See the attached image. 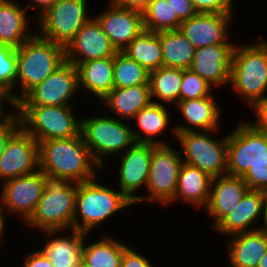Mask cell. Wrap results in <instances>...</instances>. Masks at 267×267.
Masks as SVG:
<instances>
[{"label":"cell","instance_id":"cell-33","mask_svg":"<svg viewBox=\"0 0 267 267\" xmlns=\"http://www.w3.org/2000/svg\"><path fill=\"white\" fill-rule=\"evenodd\" d=\"M123 52L148 72L163 67L162 47L156 32L144 29Z\"/></svg>","mask_w":267,"mask_h":267},{"label":"cell","instance_id":"cell-1","mask_svg":"<svg viewBox=\"0 0 267 267\" xmlns=\"http://www.w3.org/2000/svg\"><path fill=\"white\" fill-rule=\"evenodd\" d=\"M17 51L15 89L4 99L15 106L31 89L42 83L65 60V47L35 32Z\"/></svg>","mask_w":267,"mask_h":267},{"label":"cell","instance_id":"cell-36","mask_svg":"<svg viewBox=\"0 0 267 267\" xmlns=\"http://www.w3.org/2000/svg\"><path fill=\"white\" fill-rule=\"evenodd\" d=\"M16 67V48L0 43V96L3 99L15 89Z\"/></svg>","mask_w":267,"mask_h":267},{"label":"cell","instance_id":"cell-8","mask_svg":"<svg viewBox=\"0 0 267 267\" xmlns=\"http://www.w3.org/2000/svg\"><path fill=\"white\" fill-rule=\"evenodd\" d=\"M219 131L221 132L209 130L176 133L182 162L199 168L212 178L226 174L227 134L217 138L215 134Z\"/></svg>","mask_w":267,"mask_h":267},{"label":"cell","instance_id":"cell-30","mask_svg":"<svg viewBox=\"0 0 267 267\" xmlns=\"http://www.w3.org/2000/svg\"><path fill=\"white\" fill-rule=\"evenodd\" d=\"M104 231H99L98 241L94 238L88 242L91 234L85 235L82 261L91 267H120L123 252L129 245Z\"/></svg>","mask_w":267,"mask_h":267},{"label":"cell","instance_id":"cell-13","mask_svg":"<svg viewBox=\"0 0 267 267\" xmlns=\"http://www.w3.org/2000/svg\"><path fill=\"white\" fill-rule=\"evenodd\" d=\"M0 184V205L7 219L17 215L24 226L33 215L44 192L43 172L38 169Z\"/></svg>","mask_w":267,"mask_h":267},{"label":"cell","instance_id":"cell-46","mask_svg":"<svg viewBox=\"0 0 267 267\" xmlns=\"http://www.w3.org/2000/svg\"><path fill=\"white\" fill-rule=\"evenodd\" d=\"M117 7L143 12L151 0H109Z\"/></svg>","mask_w":267,"mask_h":267},{"label":"cell","instance_id":"cell-5","mask_svg":"<svg viewBox=\"0 0 267 267\" xmlns=\"http://www.w3.org/2000/svg\"><path fill=\"white\" fill-rule=\"evenodd\" d=\"M44 192L30 219L33 231L73 229L77 183L43 172Z\"/></svg>","mask_w":267,"mask_h":267},{"label":"cell","instance_id":"cell-38","mask_svg":"<svg viewBox=\"0 0 267 267\" xmlns=\"http://www.w3.org/2000/svg\"><path fill=\"white\" fill-rule=\"evenodd\" d=\"M20 127H21V122H20L19 110L15 106L5 107L0 112V157L5 151V147L7 145L9 138Z\"/></svg>","mask_w":267,"mask_h":267},{"label":"cell","instance_id":"cell-14","mask_svg":"<svg viewBox=\"0 0 267 267\" xmlns=\"http://www.w3.org/2000/svg\"><path fill=\"white\" fill-rule=\"evenodd\" d=\"M120 155V156H119ZM114 157L118 160L117 188L133 203L141 197V189L147 187L152 143L135 142L125 152ZM119 158V159H118ZM139 192V193H138Z\"/></svg>","mask_w":267,"mask_h":267},{"label":"cell","instance_id":"cell-11","mask_svg":"<svg viewBox=\"0 0 267 267\" xmlns=\"http://www.w3.org/2000/svg\"><path fill=\"white\" fill-rule=\"evenodd\" d=\"M227 134V174L243 177L267 156V134L255 129L245 119Z\"/></svg>","mask_w":267,"mask_h":267},{"label":"cell","instance_id":"cell-47","mask_svg":"<svg viewBox=\"0 0 267 267\" xmlns=\"http://www.w3.org/2000/svg\"><path fill=\"white\" fill-rule=\"evenodd\" d=\"M7 217H6V214H5V212L3 211V209L1 208V205H0V249H2L1 247L3 246V244L5 243L4 241H5V237H6V235H5V231H7L6 229L8 228V227H6V226H8V224H9V222H7Z\"/></svg>","mask_w":267,"mask_h":267},{"label":"cell","instance_id":"cell-48","mask_svg":"<svg viewBox=\"0 0 267 267\" xmlns=\"http://www.w3.org/2000/svg\"><path fill=\"white\" fill-rule=\"evenodd\" d=\"M261 223L262 224H260L259 230L267 235V197L264 202L263 217Z\"/></svg>","mask_w":267,"mask_h":267},{"label":"cell","instance_id":"cell-23","mask_svg":"<svg viewBox=\"0 0 267 267\" xmlns=\"http://www.w3.org/2000/svg\"><path fill=\"white\" fill-rule=\"evenodd\" d=\"M44 235L39 249L48 257L53 267H79L83 257L85 233L76 229L41 231Z\"/></svg>","mask_w":267,"mask_h":267},{"label":"cell","instance_id":"cell-18","mask_svg":"<svg viewBox=\"0 0 267 267\" xmlns=\"http://www.w3.org/2000/svg\"><path fill=\"white\" fill-rule=\"evenodd\" d=\"M107 7L93 16L101 24L117 51H123L143 30V15L136 10L117 7L106 1Z\"/></svg>","mask_w":267,"mask_h":267},{"label":"cell","instance_id":"cell-32","mask_svg":"<svg viewBox=\"0 0 267 267\" xmlns=\"http://www.w3.org/2000/svg\"><path fill=\"white\" fill-rule=\"evenodd\" d=\"M183 69L160 67L150 72V92L153 103L174 107L180 101Z\"/></svg>","mask_w":267,"mask_h":267},{"label":"cell","instance_id":"cell-26","mask_svg":"<svg viewBox=\"0 0 267 267\" xmlns=\"http://www.w3.org/2000/svg\"><path fill=\"white\" fill-rule=\"evenodd\" d=\"M226 262L229 267H258L267 250V235L261 230L229 236Z\"/></svg>","mask_w":267,"mask_h":267},{"label":"cell","instance_id":"cell-39","mask_svg":"<svg viewBox=\"0 0 267 267\" xmlns=\"http://www.w3.org/2000/svg\"><path fill=\"white\" fill-rule=\"evenodd\" d=\"M242 178L249 190L267 193V156L255 163Z\"/></svg>","mask_w":267,"mask_h":267},{"label":"cell","instance_id":"cell-20","mask_svg":"<svg viewBox=\"0 0 267 267\" xmlns=\"http://www.w3.org/2000/svg\"><path fill=\"white\" fill-rule=\"evenodd\" d=\"M217 101L214 94L210 97L179 101L174 106L180 114L179 121L181 119L174 125L176 133L220 130L224 109Z\"/></svg>","mask_w":267,"mask_h":267},{"label":"cell","instance_id":"cell-43","mask_svg":"<svg viewBox=\"0 0 267 267\" xmlns=\"http://www.w3.org/2000/svg\"><path fill=\"white\" fill-rule=\"evenodd\" d=\"M32 250L28 254H23L24 258L20 264L22 267H53L51 261L39 248H32Z\"/></svg>","mask_w":267,"mask_h":267},{"label":"cell","instance_id":"cell-16","mask_svg":"<svg viewBox=\"0 0 267 267\" xmlns=\"http://www.w3.org/2000/svg\"><path fill=\"white\" fill-rule=\"evenodd\" d=\"M39 169V144L21 126L8 140L0 157V182L31 174Z\"/></svg>","mask_w":267,"mask_h":267},{"label":"cell","instance_id":"cell-10","mask_svg":"<svg viewBox=\"0 0 267 267\" xmlns=\"http://www.w3.org/2000/svg\"><path fill=\"white\" fill-rule=\"evenodd\" d=\"M89 0H57L34 24L37 33L63 47L93 16ZM91 15V16H90ZM38 23V24H37Z\"/></svg>","mask_w":267,"mask_h":267},{"label":"cell","instance_id":"cell-28","mask_svg":"<svg viewBox=\"0 0 267 267\" xmlns=\"http://www.w3.org/2000/svg\"><path fill=\"white\" fill-rule=\"evenodd\" d=\"M151 103L150 84H142L129 88H114L98 104L104 106L101 108H105L108 115L130 122L142 108Z\"/></svg>","mask_w":267,"mask_h":267},{"label":"cell","instance_id":"cell-27","mask_svg":"<svg viewBox=\"0 0 267 267\" xmlns=\"http://www.w3.org/2000/svg\"><path fill=\"white\" fill-rule=\"evenodd\" d=\"M212 177L199 168L183 163L178 176V184L174 199L166 206L182 202L196 208L204 209L209 201Z\"/></svg>","mask_w":267,"mask_h":267},{"label":"cell","instance_id":"cell-19","mask_svg":"<svg viewBox=\"0 0 267 267\" xmlns=\"http://www.w3.org/2000/svg\"><path fill=\"white\" fill-rule=\"evenodd\" d=\"M266 197L267 193L264 191L248 190L238 205L212 231L226 238V236L259 230Z\"/></svg>","mask_w":267,"mask_h":267},{"label":"cell","instance_id":"cell-40","mask_svg":"<svg viewBox=\"0 0 267 267\" xmlns=\"http://www.w3.org/2000/svg\"><path fill=\"white\" fill-rule=\"evenodd\" d=\"M197 13H236L234 0H191Z\"/></svg>","mask_w":267,"mask_h":267},{"label":"cell","instance_id":"cell-24","mask_svg":"<svg viewBox=\"0 0 267 267\" xmlns=\"http://www.w3.org/2000/svg\"><path fill=\"white\" fill-rule=\"evenodd\" d=\"M248 190L240 176L226 173L212 178L209 201L203 209L206 215L212 218L211 230L238 205Z\"/></svg>","mask_w":267,"mask_h":267},{"label":"cell","instance_id":"cell-9","mask_svg":"<svg viewBox=\"0 0 267 267\" xmlns=\"http://www.w3.org/2000/svg\"><path fill=\"white\" fill-rule=\"evenodd\" d=\"M176 147V149L174 148ZM178 146L173 144H152V158L146 192L134 203L158 204L166 207L176 193L178 176L183 164ZM144 194V195H143Z\"/></svg>","mask_w":267,"mask_h":267},{"label":"cell","instance_id":"cell-21","mask_svg":"<svg viewBox=\"0 0 267 267\" xmlns=\"http://www.w3.org/2000/svg\"><path fill=\"white\" fill-rule=\"evenodd\" d=\"M235 46L236 44H217L196 49L190 69L217 91L223 86H229Z\"/></svg>","mask_w":267,"mask_h":267},{"label":"cell","instance_id":"cell-50","mask_svg":"<svg viewBox=\"0 0 267 267\" xmlns=\"http://www.w3.org/2000/svg\"><path fill=\"white\" fill-rule=\"evenodd\" d=\"M7 107V104L5 101H0V112L5 108Z\"/></svg>","mask_w":267,"mask_h":267},{"label":"cell","instance_id":"cell-42","mask_svg":"<svg viewBox=\"0 0 267 267\" xmlns=\"http://www.w3.org/2000/svg\"><path fill=\"white\" fill-rule=\"evenodd\" d=\"M254 120H247L255 129L267 134V96L256 101L251 107Z\"/></svg>","mask_w":267,"mask_h":267},{"label":"cell","instance_id":"cell-49","mask_svg":"<svg viewBox=\"0 0 267 267\" xmlns=\"http://www.w3.org/2000/svg\"><path fill=\"white\" fill-rule=\"evenodd\" d=\"M258 267H267V250L263 257L261 258Z\"/></svg>","mask_w":267,"mask_h":267},{"label":"cell","instance_id":"cell-34","mask_svg":"<svg viewBox=\"0 0 267 267\" xmlns=\"http://www.w3.org/2000/svg\"><path fill=\"white\" fill-rule=\"evenodd\" d=\"M149 78L150 72L123 51H118L114 56V88L150 84Z\"/></svg>","mask_w":267,"mask_h":267},{"label":"cell","instance_id":"cell-51","mask_svg":"<svg viewBox=\"0 0 267 267\" xmlns=\"http://www.w3.org/2000/svg\"><path fill=\"white\" fill-rule=\"evenodd\" d=\"M79 267H91V266L87 265L86 263H84V262L82 261L81 264L79 265Z\"/></svg>","mask_w":267,"mask_h":267},{"label":"cell","instance_id":"cell-29","mask_svg":"<svg viewBox=\"0 0 267 267\" xmlns=\"http://www.w3.org/2000/svg\"><path fill=\"white\" fill-rule=\"evenodd\" d=\"M79 90L98 100L114 89V57L95 59L79 63L77 66Z\"/></svg>","mask_w":267,"mask_h":267},{"label":"cell","instance_id":"cell-3","mask_svg":"<svg viewBox=\"0 0 267 267\" xmlns=\"http://www.w3.org/2000/svg\"><path fill=\"white\" fill-rule=\"evenodd\" d=\"M99 176L77 183L73 229L85 234H91L95 229L97 231L114 215L118 217V213L134 206L118 188L102 183Z\"/></svg>","mask_w":267,"mask_h":267},{"label":"cell","instance_id":"cell-12","mask_svg":"<svg viewBox=\"0 0 267 267\" xmlns=\"http://www.w3.org/2000/svg\"><path fill=\"white\" fill-rule=\"evenodd\" d=\"M79 92L77 67L65 61L15 106H75Z\"/></svg>","mask_w":267,"mask_h":267},{"label":"cell","instance_id":"cell-4","mask_svg":"<svg viewBox=\"0 0 267 267\" xmlns=\"http://www.w3.org/2000/svg\"><path fill=\"white\" fill-rule=\"evenodd\" d=\"M254 40L236 44L229 82L233 94L235 91L247 108L267 96V40L261 35Z\"/></svg>","mask_w":267,"mask_h":267},{"label":"cell","instance_id":"cell-35","mask_svg":"<svg viewBox=\"0 0 267 267\" xmlns=\"http://www.w3.org/2000/svg\"><path fill=\"white\" fill-rule=\"evenodd\" d=\"M142 15L144 29L148 31L178 30L181 25L168 0H151Z\"/></svg>","mask_w":267,"mask_h":267},{"label":"cell","instance_id":"cell-25","mask_svg":"<svg viewBox=\"0 0 267 267\" xmlns=\"http://www.w3.org/2000/svg\"><path fill=\"white\" fill-rule=\"evenodd\" d=\"M20 3L19 0H0V43L16 49L36 32L30 27L32 19L36 22L35 18Z\"/></svg>","mask_w":267,"mask_h":267},{"label":"cell","instance_id":"cell-45","mask_svg":"<svg viewBox=\"0 0 267 267\" xmlns=\"http://www.w3.org/2000/svg\"><path fill=\"white\" fill-rule=\"evenodd\" d=\"M57 0H28V3H24L23 5L26 7V9L29 11L33 9L32 11H36V14L33 13V15H37L35 17V21L42 15L44 14ZM38 12V13H37Z\"/></svg>","mask_w":267,"mask_h":267},{"label":"cell","instance_id":"cell-44","mask_svg":"<svg viewBox=\"0 0 267 267\" xmlns=\"http://www.w3.org/2000/svg\"><path fill=\"white\" fill-rule=\"evenodd\" d=\"M173 8V14L182 22L197 14L191 0H168Z\"/></svg>","mask_w":267,"mask_h":267},{"label":"cell","instance_id":"cell-22","mask_svg":"<svg viewBox=\"0 0 267 267\" xmlns=\"http://www.w3.org/2000/svg\"><path fill=\"white\" fill-rule=\"evenodd\" d=\"M170 108L172 109L171 106L153 102L149 106L142 108L130 121L133 124H131V127L135 141L155 145L171 144L169 140L164 138L165 133L168 135L169 130L170 136L173 139L176 138L175 126L174 124H172L173 126L170 125L173 123L172 119L174 117L171 115L173 113H171Z\"/></svg>","mask_w":267,"mask_h":267},{"label":"cell","instance_id":"cell-41","mask_svg":"<svg viewBox=\"0 0 267 267\" xmlns=\"http://www.w3.org/2000/svg\"><path fill=\"white\" fill-rule=\"evenodd\" d=\"M129 245L123 252L120 261V267H156L153 261L148 258V255L137 251V248H132ZM136 249V250H135Z\"/></svg>","mask_w":267,"mask_h":267},{"label":"cell","instance_id":"cell-31","mask_svg":"<svg viewBox=\"0 0 267 267\" xmlns=\"http://www.w3.org/2000/svg\"><path fill=\"white\" fill-rule=\"evenodd\" d=\"M162 47L163 67L190 69L196 48L178 29L157 32Z\"/></svg>","mask_w":267,"mask_h":267},{"label":"cell","instance_id":"cell-15","mask_svg":"<svg viewBox=\"0 0 267 267\" xmlns=\"http://www.w3.org/2000/svg\"><path fill=\"white\" fill-rule=\"evenodd\" d=\"M233 18L235 20V13H197L182 21L179 30L196 49L217 44H236L231 39Z\"/></svg>","mask_w":267,"mask_h":267},{"label":"cell","instance_id":"cell-7","mask_svg":"<svg viewBox=\"0 0 267 267\" xmlns=\"http://www.w3.org/2000/svg\"><path fill=\"white\" fill-rule=\"evenodd\" d=\"M21 126L39 143L49 139L76 137L81 134L82 114L76 106H15ZM75 111V112H74Z\"/></svg>","mask_w":267,"mask_h":267},{"label":"cell","instance_id":"cell-17","mask_svg":"<svg viewBox=\"0 0 267 267\" xmlns=\"http://www.w3.org/2000/svg\"><path fill=\"white\" fill-rule=\"evenodd\" d=\"M117 52L93 16L65 47V60L77 66L85 61L114 57Z\"/></svg>","mask_w":267,"mask_h":267},{"label":"cell","instance_id":"cell-6","mask_svg":"<svg viewBox=\"0 0 267 267\" xmlns=\"http://www.w3.org/2000/svg\"><path fill=\"white\" fill-rule=\"evenodd\" d=\"M102 111L104 112H98V115L89 114L81 118V135L93 160L104 173L109 157L110 161L111 157L125 152L136 141L129 121L108 115L105 109Z\"/></svg>","mask_w":267,"mask_h":267},{"label":"cell","instance_id":"cell-2","mask_svg":"<svg viewBox=\"0 0 267 267\" xmlns=\"http://www.w3.org/2000/svg\"><path fill=\"white\" fill-rule=\"evenodd\" d=\"M39 169L80 183L94 179L101 167L93 160L82 135L39 142Z\"/></svg>","mask_w":267,"mask_h":267},{"label":"cell","instance_id":"cell-37","mask_svg":"<svg viewBox=\"0 0 267 267\" xmlns=\"http://www.w3.org/2000/svg\"><path fill=\"white\" fill-rule=\"evenodd\" d=\"M216 89L191 69H183L180 101L210 97Z\"/></svg>","mask_w":267,"mask_h":267}]
</instances>
